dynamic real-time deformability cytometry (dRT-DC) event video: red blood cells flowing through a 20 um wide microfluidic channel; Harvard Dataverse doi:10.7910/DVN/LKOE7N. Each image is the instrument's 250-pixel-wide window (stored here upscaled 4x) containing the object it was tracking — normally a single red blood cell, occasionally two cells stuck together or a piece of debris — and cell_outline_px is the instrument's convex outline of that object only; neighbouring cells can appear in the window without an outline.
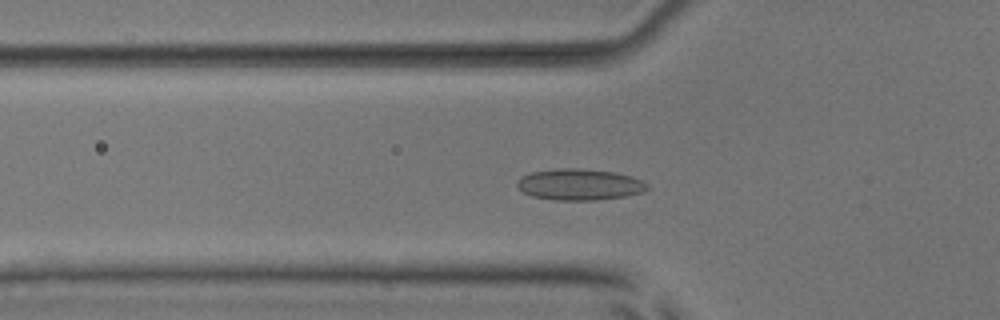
{"species": "common noctule bat (a hibernating species)", "species_latin": "Nyctalus noctula", "temperature_condition": "room temperature", "stored_images_in_passage": 54, "camera_frame_rate_fps": 3000, "um_per_image_px": 0.085, "animal": {"sex": "male", "body_mass_g": 17.9, "forearm_length_mm": 54.2}, "frame": {"image": 1, "passage_image": 19, "time_ms": 6.0, "image_size_px": [1000, 320], "cell_outline_px": [[648, 188], [644, 192], [624, 196], [596, 200], [556, 200], [532, 196], [524, 192], [516, 184], [520, 176], [532, 172], [556, 168], [580, 168], [616, 172], [632, 176], [644, 180], [648, 184]], "centroid_in_image_um": [49.29, 15.67], "position_along_channel_um": 76.5, "area_um2": 23.87}}
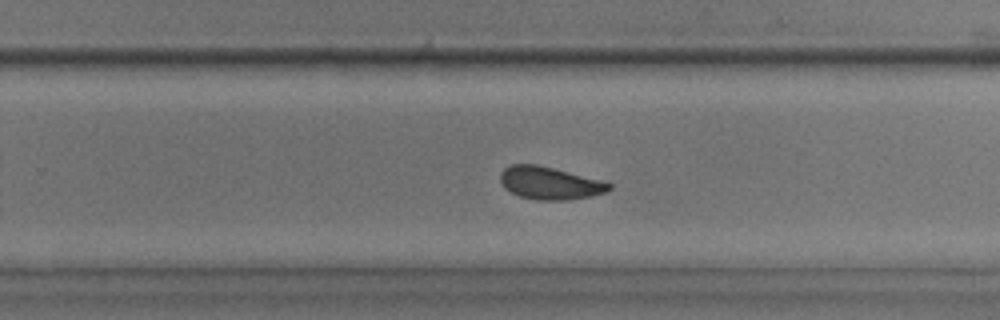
{"frame": {"image": 2, "passage_image": 35, "time_ms": 11.333, "image_size_px": [1000, 320], "cell_outline_px": [[612, 188], [608, 192], [592, 196], [568, 200], [536, 200], [520, 196], [504, 188], [500, 180], [500, 172], [504, 168], [512, 164], [536, 164], [604, 180], [612, 184]], "centroid_in_image_um": [46.77, 15.56], "position_along_channel_um": 283.0, "area_um2": 20.92}}
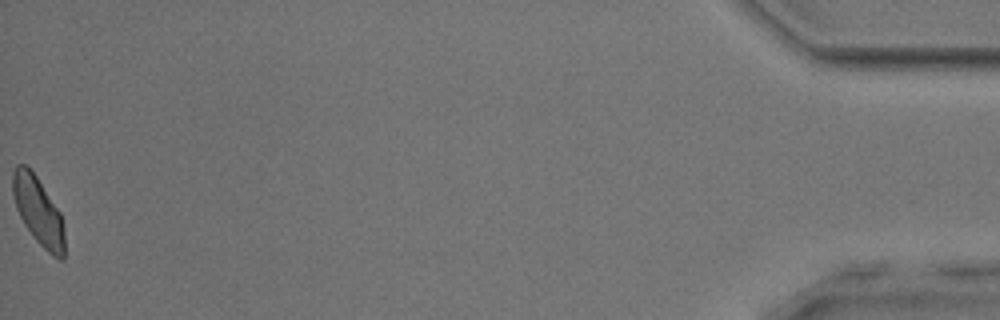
{"frame": {"image": 3, "passage_image": 54, "time_ms": 17.667, "image_size_px": [1000, 320], "cell_outline_px": [[64, 260], [60, 260], [52, 256], [36, 240], [24, 224], [16, 208], [12, 192], [12, 172], [16, 164], [24, 164], [36, 176], [60, 212], [64, 228]], "centroid_in_image_um": [3.25, 17.95], "position_along_channel_um": 432.0, "area_um2": 20.4}, "authors_computed_cell_mechanics": {"area_um2": 21.5883, "velocity_mm_per_s": 3.8824, "shape_relaxation_time_tau1_ms": 5.8524, "shape_relaxation_time_tau2_ms": 0.9811, "deformation_change_tau1": 0.0881, "deformation_change_tau2": 0.0649}}